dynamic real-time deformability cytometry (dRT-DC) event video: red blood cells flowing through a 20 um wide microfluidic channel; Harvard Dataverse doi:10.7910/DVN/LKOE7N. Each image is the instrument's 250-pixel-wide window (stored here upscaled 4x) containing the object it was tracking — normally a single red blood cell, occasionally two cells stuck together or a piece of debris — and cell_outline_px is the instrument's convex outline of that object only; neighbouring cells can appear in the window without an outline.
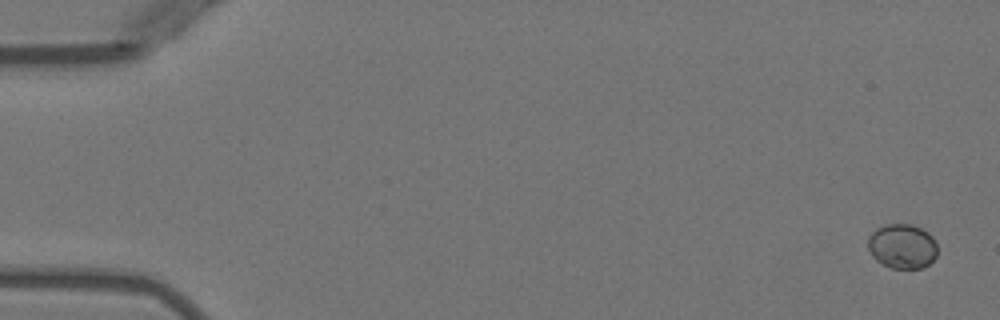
{"species": "Egyptian fruit bat (a non-hibernating species)", "species_latin": "Rousettus aegyptiacus", "temperature_condition": "warm", "stored_images_in_passage": 5, "camera_frame_rate_fps": 3000, "um_per_image_px": 0.085, "animal": {"sex": "female"}, "frame": {"image": 1, "passage_image": 1, "time_ms": 0.0, "image_size_px": [1000, 320], "cell_outline_px": [[936, 256], [924, 268], [892, 268], [876, 260], [872, 256], [868, 248], [868, 236], [876, 228], [884, 224], [912, 224], [928, 232], [932, 236], [936, 244]], "centroid_in_image_um": [76.68, 20.92], "position_along_channel_um": 8.3, "area_um2": 18.09}}
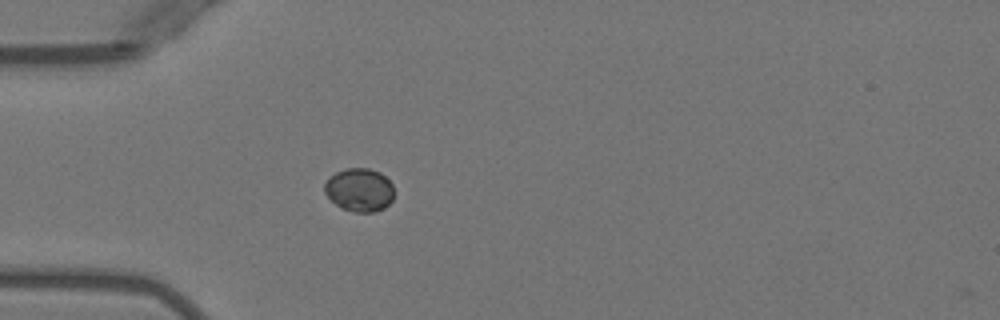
{"frame": {"image": 2, "passage_image": 5, "time_ms": 4.667, "image_size_px": [1000, 320], "cell_outline_px": [[392, 200], [384, 208], [372, 212], [352, 212], [340, 208], [324, 192], [324, 184], [336, 172], [344, 168], [368, 168], [380, 172], [392, 184]], "centroid_in_image_um": [30.54, 16.14], "position_along_channel_um": 54.5, "area_um2": 17.4}}